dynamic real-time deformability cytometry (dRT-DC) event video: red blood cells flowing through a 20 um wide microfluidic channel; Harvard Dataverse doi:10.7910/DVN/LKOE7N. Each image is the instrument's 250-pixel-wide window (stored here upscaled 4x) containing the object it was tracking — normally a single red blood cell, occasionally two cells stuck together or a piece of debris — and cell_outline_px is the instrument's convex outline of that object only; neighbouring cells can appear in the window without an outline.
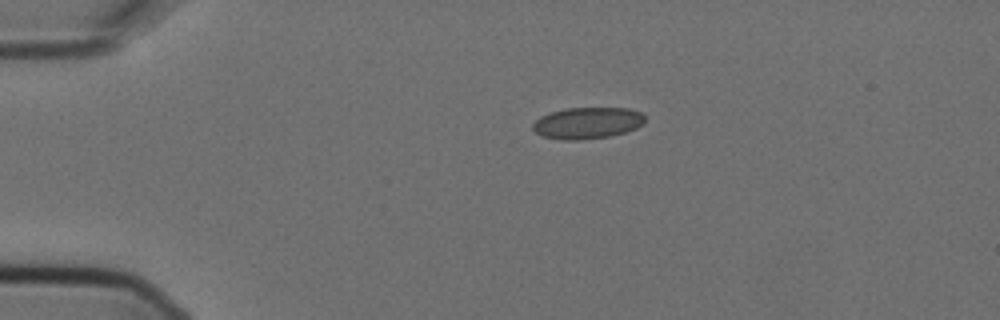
{"species": "Egyptian fruit bat (a non-hibernating species)", "species_latin": "Rousettus aegyptiacus", "temperature_condition": "cold", "stored_images_in_passage": 2, "camera_frame_rate_fps": 3000, "um_per_image_px": 0.085, "animal": {"sex": "female"}, "frame": {"image": 1, "passage_image": 2, "time_ms": 0.333, "image_size_px": [1000, 320], "cell_outline_px": [[644, 124], [636, 128], [624, 132], [608, 136], [580, 140], [560, 140], [540, 136], [532, 128], [532, 124], [540, 116], [548, 112], [564, 108], [628, 108], [640, 112], [644, 116]], "centroid_in_image_um": [49.88, 10.45], "position_along_channel_um": 35.1, "area_um2": 20.75}}